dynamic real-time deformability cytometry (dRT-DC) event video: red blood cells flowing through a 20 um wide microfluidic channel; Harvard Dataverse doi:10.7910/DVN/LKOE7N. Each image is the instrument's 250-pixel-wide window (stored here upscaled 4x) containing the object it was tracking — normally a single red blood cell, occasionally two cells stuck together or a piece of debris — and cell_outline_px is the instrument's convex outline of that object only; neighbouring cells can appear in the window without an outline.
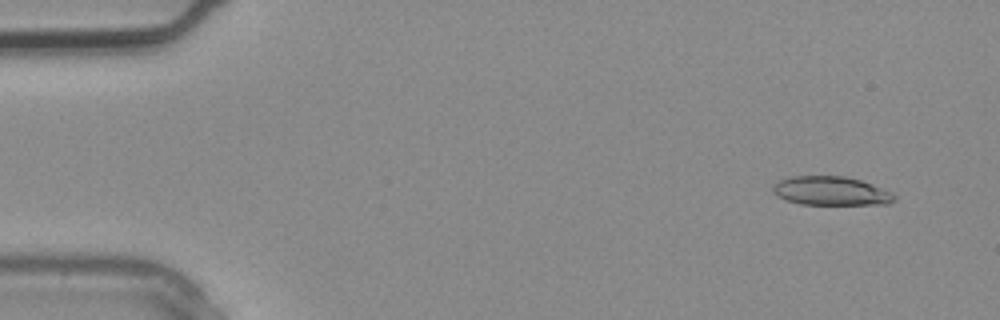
{"species": "common noctule bat (a hibernating species)", "species_latin": "Nyctalus noctula", "temperature_condition": "warm", "stored_images_in_passage": 4, "camera_frame_rate_fps": 3000, "um_per_image_px": 0.085, "animal": {"sex": "male", "body_mass_g": 20.4}, "frame": {"image": 1, "passage_image": 1, "time_ms": 0.0, "image_size_px": [1000, 320], "cell_outline_px": [[896, 200], [888, 204], [800, 204], [784, 200], [776, 196], [772, 192], [772, 188], [780, 180], [792, 176], [844, 176], [860, 180], [872, 184], [892, 192], [896, 196]], "centroid_in_image_um": [70.63, 16.24], "position_along_channel_um": 14.4, "area_um2": 20.46}}
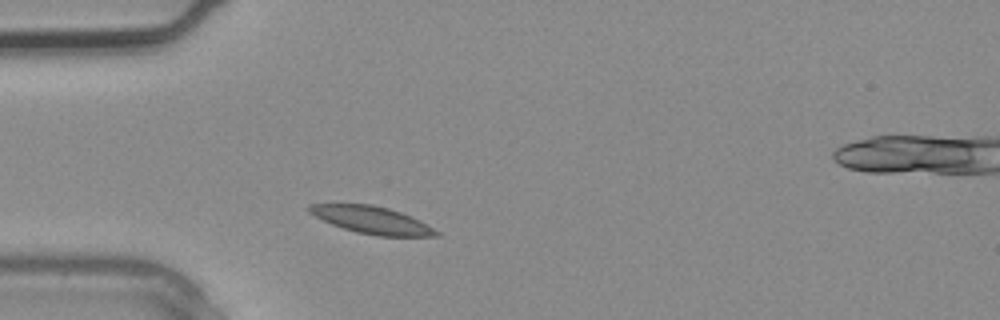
{"frame": {"image": 2, "passage_image": 3, "time_ms": 0.667, "image_size_px": [1000, 320], "cell_outline_px": [[440, 236], [376, 236], [356, 232], [332, 224], [308, 212], [304, 208], [308, 204], [372, 204], [388, 208], [400, 212], [420, 220], [440, 232]], "centroid_in_image_um": [31.6, 18.7], "position_along_channel_um": 53.4, "area_um2": 20.17}}